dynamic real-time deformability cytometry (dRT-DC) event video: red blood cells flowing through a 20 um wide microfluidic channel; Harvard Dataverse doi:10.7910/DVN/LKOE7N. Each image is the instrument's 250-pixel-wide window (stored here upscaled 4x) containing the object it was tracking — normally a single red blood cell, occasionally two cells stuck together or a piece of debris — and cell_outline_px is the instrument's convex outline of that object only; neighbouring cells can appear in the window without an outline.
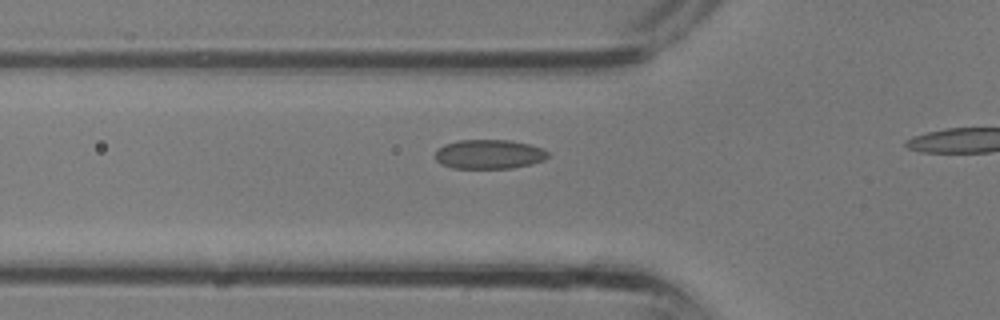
{"species": "common noctule bat (a hibernating species)", "species_latin": "Nyctalus noctula", "temperature_condition": "room temperature", "stored_images_in_passage": 22, "camera_frame_rate_fps": 3000, "um_per_image_px": 0.085, "animal": {"sex": "male", "body_mass_g": 13.3}, "frame": {"image": 1, "passage_image": 7, "time_ms": 2.0, "image_size_px": [1000, 320], "cell_outline_px": [[548, 156], [544, 160], [532, 164], [512, 168], [452, 168], [440, 164], [436, 160], [436, 152], [444, 144], [460, 140], [512, 140], [544, 148], [548, 152]], "centroid_in_image_um": [41.59, 13.11], "position_along_channel_um": 84.2, "area_um2": 19.31}}
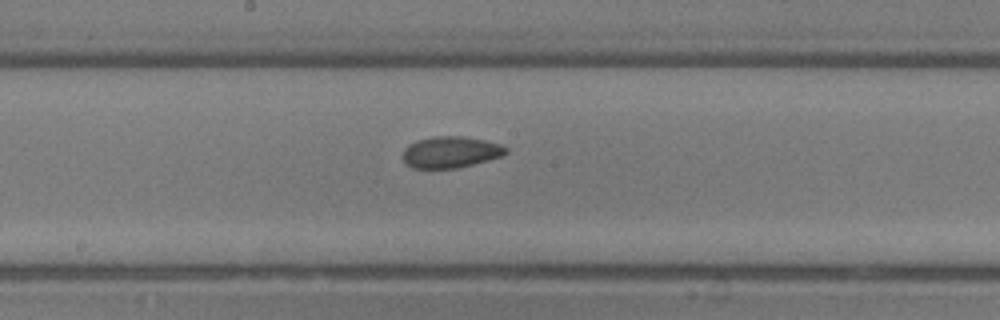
{"frame": {"image": 2, "passage_image": 13, "time_ms": 4.0, "image_size_px": [1000, 320], "cell_outline_px": [[508, 152], [500, 156], [488, 160], [456, 168], [412, 168], [404, 160], [404, 148], [408, 144], [416, 140], [432, 136], [460, 136], [484, 140], [500, 144], [508, 148]], "centroid_in_image_um": [38.29, 12.92], "position_along_channel_um": 209.9, "area_um2": 18.73}}
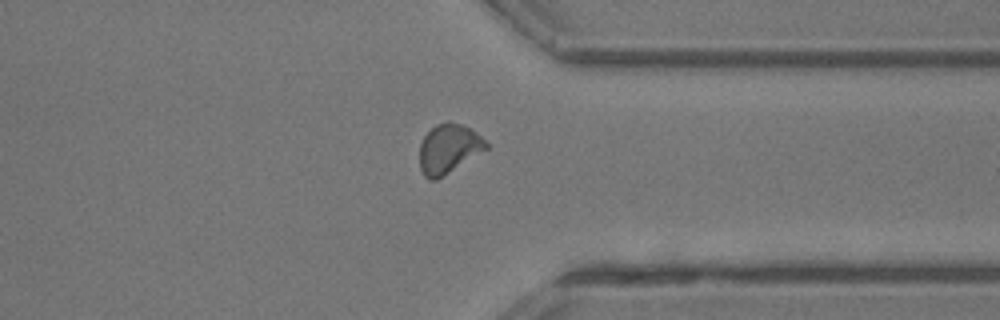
{"frame": {"image": 3, "passage_image": 21, "time_ms": 6.667, "image_size_px": [1000, 320], "cell_outline_px": [[488, 148], [436, 180], [428, 180], [424, 176], [420, 168], [420, 144], [424, 136], [436, 124], [460, 124], [476, 132], [488, 144]], "centroid_in_image_um": [38.11, 12.68], "position_along_channel_um": 373.3, "area_um2": 18.55}}